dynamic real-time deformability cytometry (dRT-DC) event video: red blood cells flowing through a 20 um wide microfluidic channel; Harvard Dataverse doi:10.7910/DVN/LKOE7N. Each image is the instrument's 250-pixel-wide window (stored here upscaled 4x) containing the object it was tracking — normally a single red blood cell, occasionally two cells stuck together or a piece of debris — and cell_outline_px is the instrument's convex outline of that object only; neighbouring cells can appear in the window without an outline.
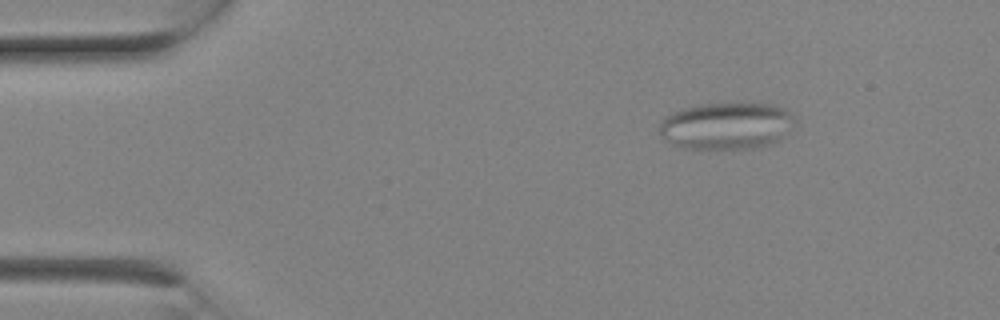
{"species": "Egyptian fruit bat (a non-hibernating species)", "species_latin": "Rousettus aegyptiacus", "temperature_condition": "room temperature", "stored_images_in_passage": 3, "segment_of_instrument_passage": [1, 2], "camera_frame_rate_fps": 3000, "um_per_image_px": 0.085, "animal": {"sex": "female"}, "frame": {"image": 1, "passage_image": 1, "time_ms": 0.0, "image_size_px": [1000, 320], "cell_outline_px": [[792, 120], [784, 136], [772, 144], [756, 148], [684, 148], [672, 144], [664, 140], [660, 136], [660, 124], [664, 116], [684, 108], [700, 104], [772, 104], [784, 108], [792, 116]], "centroid_in_image_um": [61.69, 10.71], "position_along_channel_um": 23.3, "area_um2": 36.59}}